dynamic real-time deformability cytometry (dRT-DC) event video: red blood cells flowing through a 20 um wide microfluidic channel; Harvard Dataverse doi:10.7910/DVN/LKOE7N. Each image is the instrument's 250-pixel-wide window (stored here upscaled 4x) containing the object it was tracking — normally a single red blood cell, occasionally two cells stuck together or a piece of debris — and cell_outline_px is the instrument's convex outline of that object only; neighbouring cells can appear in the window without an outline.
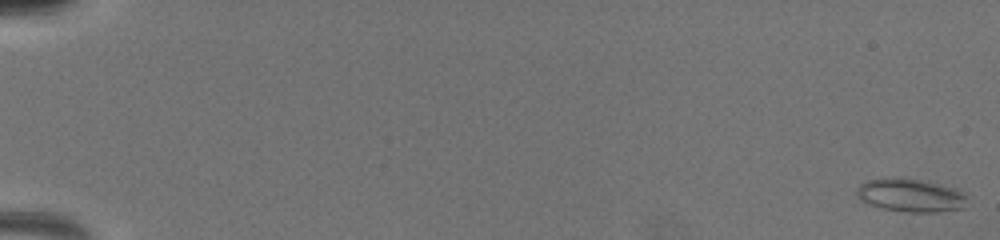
{"species": "common noctule bat (a hibernating species)", "species_latin": "Nyctalus noctula", "temperature_condition": "warm", "stored_images_in_passage": 25, "camera_frame_rate_fps": 3000, "um_per_image_px": 0.085, "animal": {"sex": "female", "body_mass_g": 19.5, "forearm_length_mm": 54.1}, "frame": {"image": 1, "passage_image": 1, "time_ms": 0.0, "image_size_px": [1000, 240], "cell_outline_px": [[964, 208], [936, 212], [908, 212], [880, 208], [868, 204], [860, 200], [856, 196], [856, 188], [860, 184], [868, 180], [884, 176], [900, 176], [920, 180], [948, 188], [960, 192], [964, 196]], "centroid_in_image_um": [77.24, 16.59], "position_along_channel_um": 7.8, "area_um2": 21.27}}
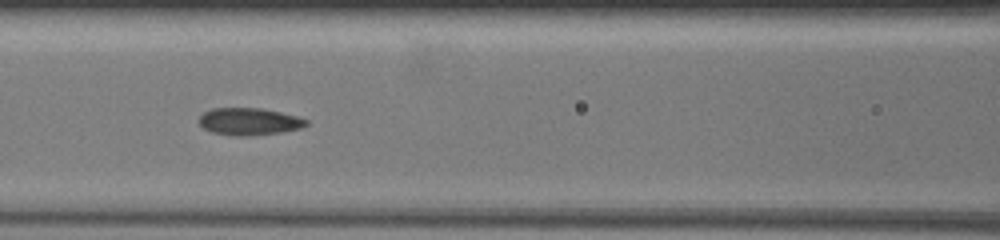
{"frame": {"image": 2, "passage_image": 20, "time_ms": 8.667, "image_size_px": [1000, 240], "cell_outline_px": [[308, 124], [300, 128], [284, 132], [248, 136], [236, 136], [212, 132], [204, 128], [196, 120], [204, 112], [212, 108], [260, 108], [280, 112], [296, 116], [308, 120]], "centroid_in_image_um": [21.16, 10.33], "position_along_channel_um": 145.4, "area_um2": 17.05}}
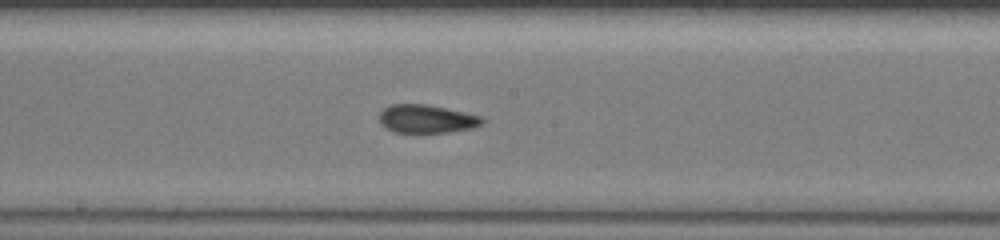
{"frame": {"image": 3, "passage_image": 25, "time_ms": 10.333, "image_size_px": [1000, 240], "cell_outline_px": [[484, 124], [472, 128], [448, 132], [420, 136], [396, 132], [380, 124], [380, 112], [384, 108], [392, 104], [424, 104], [444, 108], [480, 116], [484, 120]], "centroid_in_image_um": [36.24, 10.16], "position_along_channel_um": 212.0, "area_um2": 17.4}}